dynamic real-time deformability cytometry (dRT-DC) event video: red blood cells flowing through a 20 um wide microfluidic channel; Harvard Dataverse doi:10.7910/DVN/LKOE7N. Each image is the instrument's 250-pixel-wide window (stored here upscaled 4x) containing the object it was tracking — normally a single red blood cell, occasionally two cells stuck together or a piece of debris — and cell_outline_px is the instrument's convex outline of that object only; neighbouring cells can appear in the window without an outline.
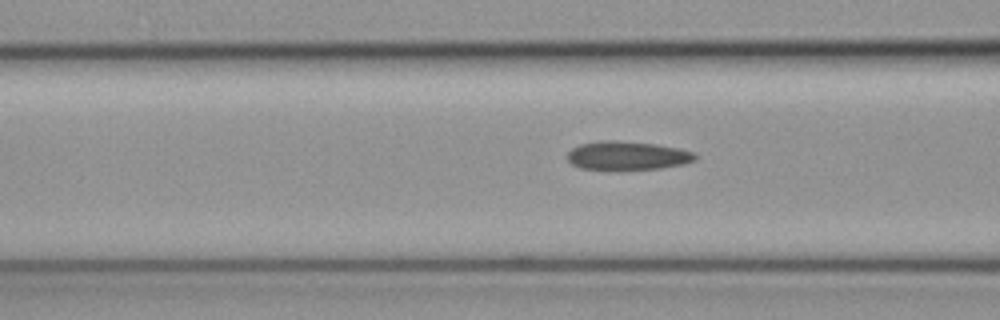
{"species": "common noctule bat (a hibernating species)", "species_latin": "Nyctalus noctula", "temperature_condition": "cold", "stored_images_in_passage": 26, "camera_frame_rate_fps": 3000, "um_per_image_px": 0.085, "animal": {"sex": "female", "body_mass_g": 19.3, "forearm_length_mm": 54.1}, "frame": {"image": 1, "passage_image": 4, "time_ms": 1.0, "image_size_px": [1000, 320], "cell_outline_px": [[696, 160], [684, 164], [660, 168], [620, 172], [604, 172], [580, 168], [572, 164], [568, 160], [568, 152], [572, 148], [580, 144], [604, 140], [612, 140], [652, 144], [676, 148], [692, 152], [696, 156]], "centroid_in_image_um": [53.25, 13.29], "position_along_channel_um": 113.3, "area_um2": 21.96}}
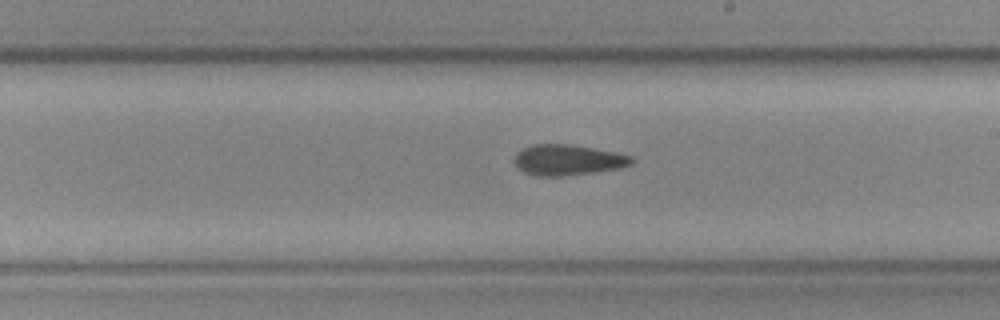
{"frame": {"image": 2, "passage_image": 14, "time_ms": 4.333, "image_size_px": [1000, 320], "cell_outline_px": [[636, 160], [632, 164], [620, 168], [596, 172], [564, 176], [532, 176], [516, 168], [512, 160], [516, 152], [532, 144], [568, 144], [592, 148], [632, 156]], "centroid_in_image_um": [48.21, 13.61], "position_along_channel_um": 240.8, "area_um2": 21.21}}
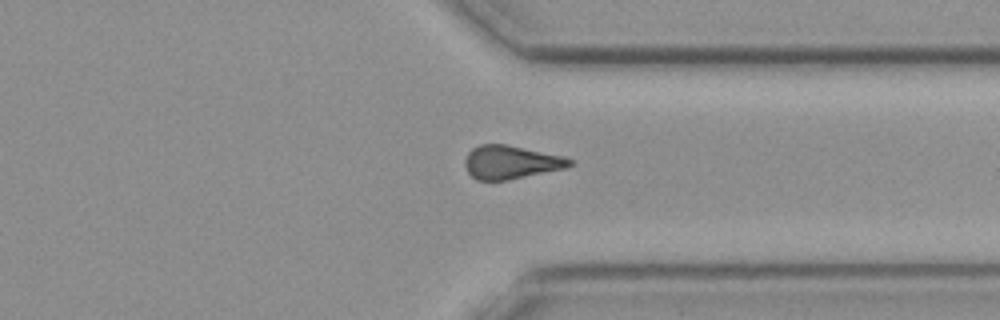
{"frame": {"image": 3, "passage_image": 24, "time_ms": 7.667, "image_size_px": [1000, 320], "cell_outline_px": [[572, 164], [568, 168], [508, 180], [476, 180], [468, 172], [464, 164], [464, 160], [468, 152], [472, 148], [480, 144], [504, 144], [564, 156], [572, 160]], "centroid_in_image_um": [43.42, 13.79], "position_along_channel_um": 368.0, "area_um2": 20.46}}